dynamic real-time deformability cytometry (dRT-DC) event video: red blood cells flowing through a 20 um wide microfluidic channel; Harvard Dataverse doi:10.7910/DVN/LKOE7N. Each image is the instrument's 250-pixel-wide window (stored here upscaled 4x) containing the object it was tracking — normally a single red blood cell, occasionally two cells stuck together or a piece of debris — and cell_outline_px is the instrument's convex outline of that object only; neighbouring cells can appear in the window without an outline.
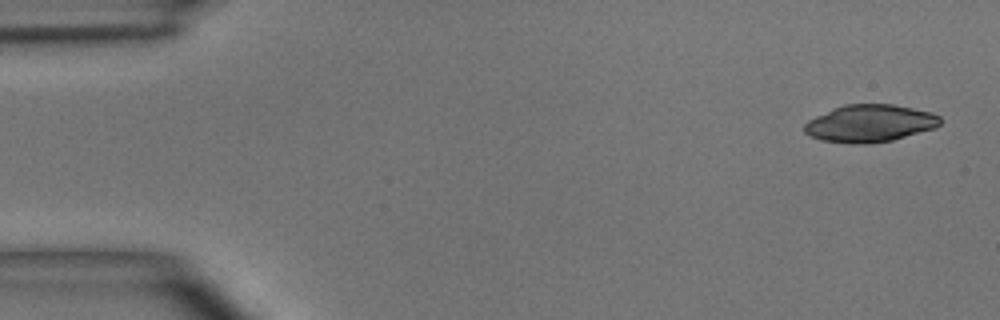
{"species": "common noctule bat (a hibernating species)", "species_latin": "Nyctalus noctula", "temperature_condition": "room temperature", "stored_images_in_passage": 6, "segment_of_instrument_passage": [2, 2], "camera_frame_rate_fps": 3000, "um_per_image_px": 0.085, "animal": {"sex": "male", "body_mass_g": 15.6}, "frame": {"image": 1, "passage_image": 6, "time_ms": 7.0, "image_size_px": [1000, 320], "cell_outline_px": [[940, 124], [936, 128], [892, 140], [864, 144], [860, 144], [824, 140], [808, 136], [804, 132], [804, 124], [808, 120], [832, 108], [844, 104], [892, 104], [932, 112], [940, 116]], "centroid_in_image_um": [73.93, 10.48], "position_along_channel_um": 11.1, "area_um2": 29.54}}